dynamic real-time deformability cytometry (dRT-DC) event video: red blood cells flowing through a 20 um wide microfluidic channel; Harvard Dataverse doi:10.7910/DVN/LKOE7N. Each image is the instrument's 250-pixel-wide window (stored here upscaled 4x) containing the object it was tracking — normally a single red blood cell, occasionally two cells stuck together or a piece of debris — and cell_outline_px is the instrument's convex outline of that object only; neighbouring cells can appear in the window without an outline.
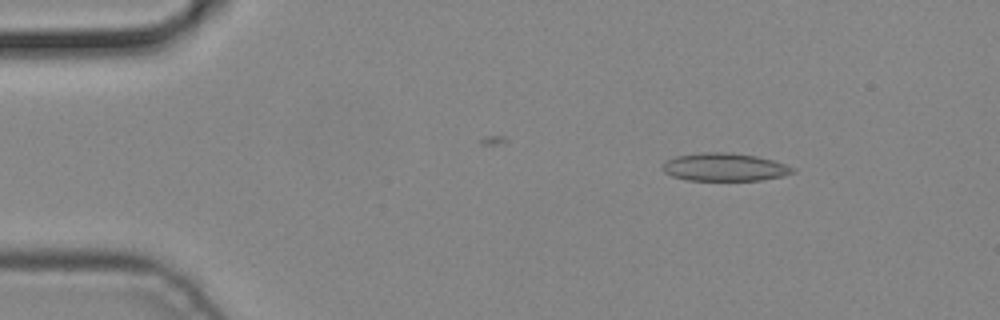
{"species": "common noctule bat (a hibernating species)", "species_latin": "Nyctalus noctula", "temperature_condition": "cold", "stored_images_in_passage": 3, "camera_frame_rate_fps": 3000, "um_per_image_px": 0.085, "animal": {"sex": "male", "body_mass_g": 19.2, "forearm_length_mm": 51.8}, "frame": {"image": 1, "passage_image": 1, "time_ms": 0.0, "image_size_px": [1000, 320], "cell_outline_px": [[796, 172], [784, 176], [760, 180], [688, 180], [672, 176], [664, 172], [664, 164], [668, 160], [676, 156], [704, 152], [728, 152], [756, 156], [772, 160], [796, 168]], "centroid_in_image_um": [61.63, 14.21], "position_along_channel_um": 23.4, "area_um2": 21.04}}
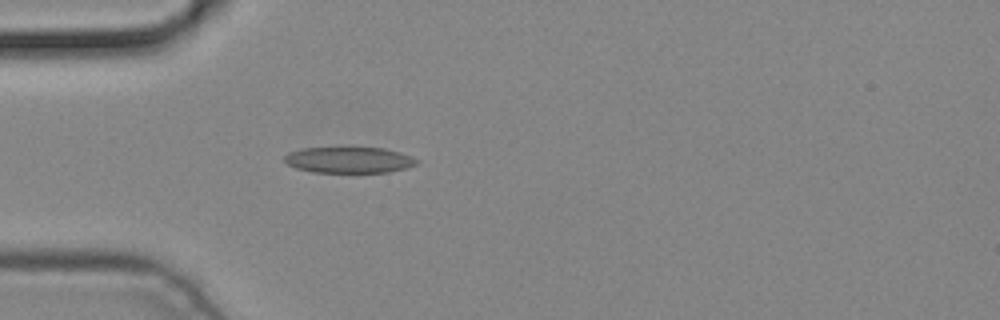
{"frame": {"image": 2, "passage_image": 3, "time_ms": 0.667, "image_size_px": [1000, 320], "cell_outline_px": [[420, 160], [416, 164], [408, 168], [388, 172], [312, 172], [296, 168], [288, 164], [284, 160], [284, 156], [288, 152], [304, 148], [384, 148], [400, 152], [412, 156]], "centroid_in_image_um": [29.7, 13.6], "position_along_channel_um": 55.3, "area_um2": 20.06}}